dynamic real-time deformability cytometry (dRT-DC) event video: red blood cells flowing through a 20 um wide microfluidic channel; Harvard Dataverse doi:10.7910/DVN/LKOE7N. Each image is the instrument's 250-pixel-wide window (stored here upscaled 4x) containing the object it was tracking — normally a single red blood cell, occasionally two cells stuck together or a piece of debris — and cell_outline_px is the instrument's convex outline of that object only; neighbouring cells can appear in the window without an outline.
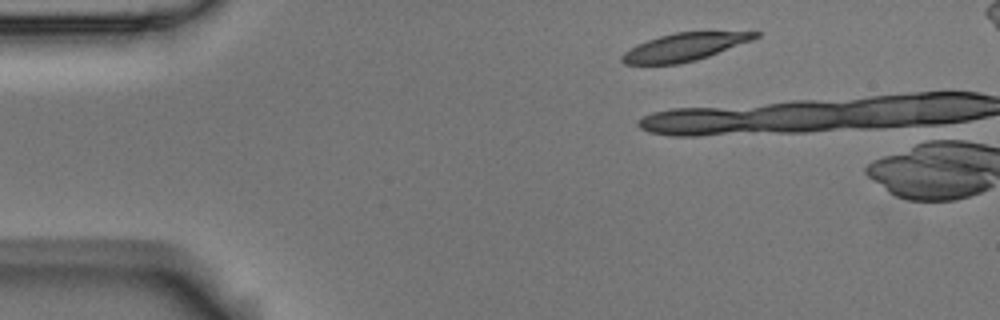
{"species": "Egyptian fruit bat (a non-hibernating species)", "species_latin": "Rousettus aegyptiacus", "temperature_condition": "room temperature", "stored_images_in_passage": 4, "camera_frame_rate_fps": 3000, "um_per_image_px": 0.085, "animal": {"sex": "male"}, "frame": {"image": 1, "passage_image": 1, "time_ms": 0.0, "image_size_px": [1000, 320], "cell_outline_px": [[760, 36], [752, 40], [708, 56], [696, 60], [680, 64], [624, 64], [620, 60], [620, 56], [624, 52], [636, 44], [660, 36], [676, 32], [760, 32]], "centroid_in_image_um": [58.13, 4.0], "position_along_channel_um": 26.9, "area_um2": 21.33}}